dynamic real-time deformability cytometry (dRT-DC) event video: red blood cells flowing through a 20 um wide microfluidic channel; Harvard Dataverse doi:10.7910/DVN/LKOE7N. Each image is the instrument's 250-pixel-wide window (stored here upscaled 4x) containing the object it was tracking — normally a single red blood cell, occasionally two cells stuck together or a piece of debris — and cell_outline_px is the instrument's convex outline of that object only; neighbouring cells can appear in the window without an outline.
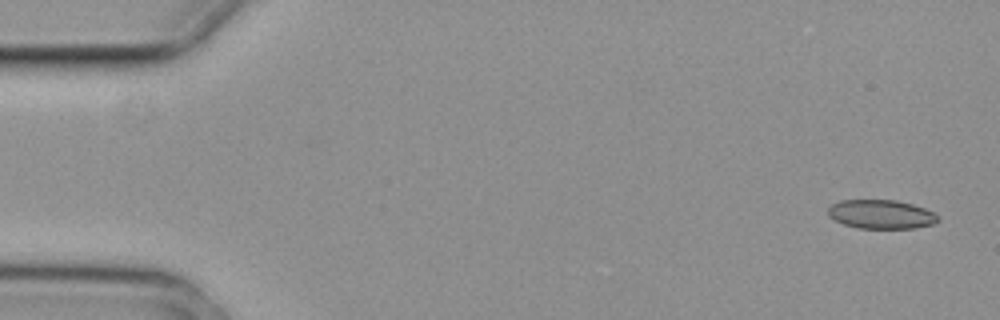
{"species": "common noctule bat (a hibernating species)", "species_latin": "Nyctalus noctula", "temperature_condition": "cold", "stored_images_in_passage": 3, "camera_frame_rate_fps": 3000, "um_per_image_px": 0.085, "animal": {"sex": "female", "body_mass_g": 29.2, "forearm_length_mm": 56.3}, "frame": {"image": 1, "passage_image": 1, "time_ms": 0.0, "image_size_px": [1000, 320], "cell_outline_px": [[940, 220], [932, 224], [916, 228], [856, 228], [844, 224], [828, 216], [828, 208], [832, 204], [840, 200], [896, 200], [912, 204], [924, 208], [940, 216]], "centroid_in_image_um": [74.9, 18.21], "position_along_channel_um": 10.1, "area_um2": 18.55}}